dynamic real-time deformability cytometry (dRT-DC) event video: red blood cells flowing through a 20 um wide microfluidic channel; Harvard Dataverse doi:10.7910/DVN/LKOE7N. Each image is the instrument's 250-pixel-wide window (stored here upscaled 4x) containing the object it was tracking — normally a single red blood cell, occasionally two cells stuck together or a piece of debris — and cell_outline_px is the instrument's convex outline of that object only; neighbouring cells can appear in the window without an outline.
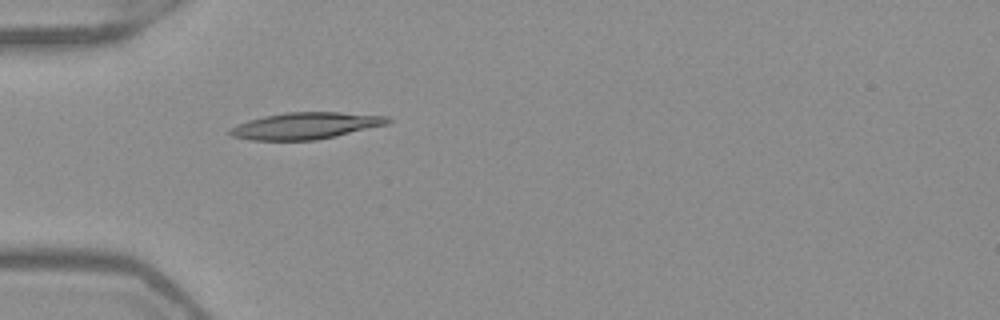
{"species": "Egyptian fruit bat (a non-hibernating species)", "species_latin": "Rousettus aegyptiacus", "temperature_condition": "warm", "stored_images_in_passage": 31, "camera_frame_rate_fps": 3000, "um_per_image_px": 0.085, "frame": {"image": 1, "passage_image": 1, "time_ms": 0.0, "image_size_px": [1000, 320], "cell_outline_px": [[392, 120], [388, 124], [336, 136], [316, 140], [252, 140], [232, 136], [228, 132], [228, 128], [236, 124], [248, 120], [264, 116], [284, 112], [340, 112], [388, 116]], "centroid_in_image_um": [25.96, 10.68], "position_along_channel_um": 59.0, "area_um2": 24.62}}
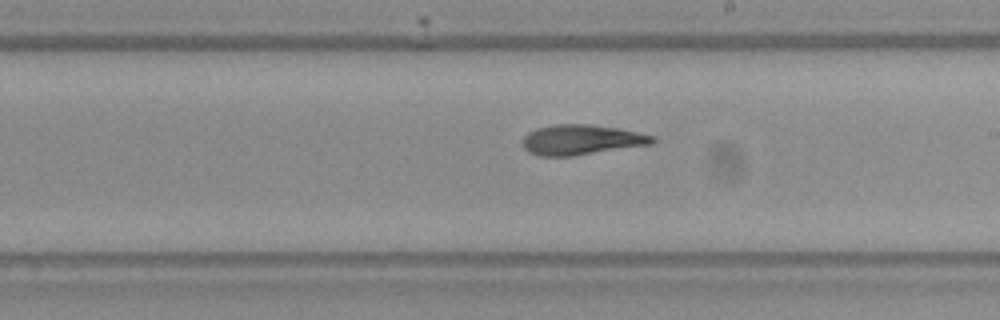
{"frame": {"image": 2, "passage_image": 15, "time_ms": 4.667, "image_size_px": [1000, 320], "cell_outline_px": [[656, 140], [652, 144], [572, 156], [536, 156], [528, 152], [524, 148], [524, 136], [528, 132], [536, 128], [556, 124], [588, 124], [616, 128], [656, 136]], "centroid_in_image_um": [49.41, 11.88], "position_along_channel_um": 239.6, "area_um2": 22.72}}
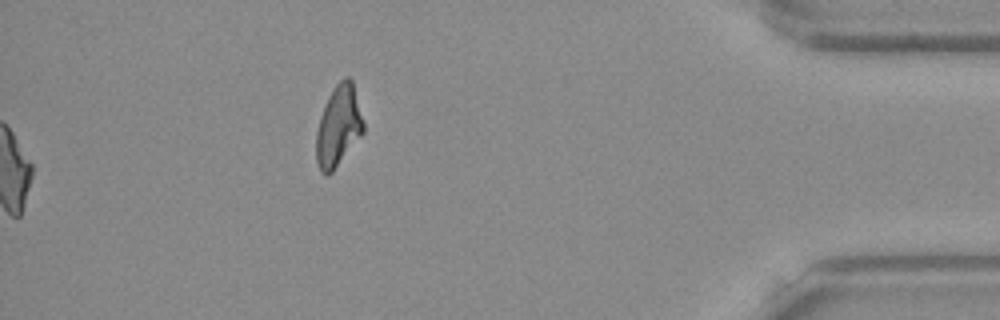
{"frame": {"image": 3, "passage_image": 31, "time_ms": 10.0, "image_size_px": [1000, 320], "cell_outline_px": [[364, 132], [332, 172], [328, 176], [324, 176], [320, 172], [316, 160], [316, 132], [320, 116], [328, 96], [332, 88], [344, 76], [348, 76], [352, 80], [364, 124]], "centroid_in_image_um": [28.75, 10.73], "position_along_channel_um": 406.5, "area_um2": 22.31}, "authors_computed_cell_mechanics": {"area_um2": 22.9466, "velocity_mm_per_s": 3.9708, "shape_relaxation_time_tau1_ms": null, "shape_relaxation_time_tau2_ms": 4.4283, "deformation_change_tau1": null, "deformation_change_tau2": 0.123}}